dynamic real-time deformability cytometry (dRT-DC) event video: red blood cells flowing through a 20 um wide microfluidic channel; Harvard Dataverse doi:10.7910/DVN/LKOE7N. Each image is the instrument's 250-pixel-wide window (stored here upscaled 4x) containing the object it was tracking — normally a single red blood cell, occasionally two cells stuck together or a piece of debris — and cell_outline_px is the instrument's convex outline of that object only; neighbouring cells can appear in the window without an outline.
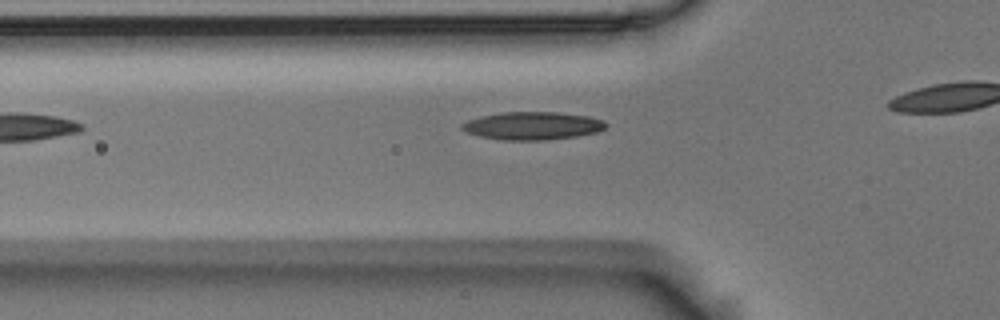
{"species": "Egyptian fruit bat (a non-hibernating species)", "species_latin": "Rousettus aegyptiacus", "temperature_condition": "room temperature", "stored_images_in_passage": 5, "segment_of_instrument_passage": [1, 2], "camera_frame_rate_fps": 3000, "um_per_image_px": 0.085, "animal": {"sex": "male"}, "frame": {"image": 1, "passage_image": 4, "time_ms": 1.0, "image_size_px": [1000, 320], "cell_outline_px": [[608, 124], [604, 128], [596, 132], [576, 136], [544, 140], [500, 140], [480, 136], [464, 132], [460, 128], [460, 124], [468, 120], [480, 116], [500, 112], [556, 112], [588, 116], [604, 120]], "centroid_in_image_um": [45.21, 10.69], "position_along_channel_um": 80.6, "area_um2": 23.52}}